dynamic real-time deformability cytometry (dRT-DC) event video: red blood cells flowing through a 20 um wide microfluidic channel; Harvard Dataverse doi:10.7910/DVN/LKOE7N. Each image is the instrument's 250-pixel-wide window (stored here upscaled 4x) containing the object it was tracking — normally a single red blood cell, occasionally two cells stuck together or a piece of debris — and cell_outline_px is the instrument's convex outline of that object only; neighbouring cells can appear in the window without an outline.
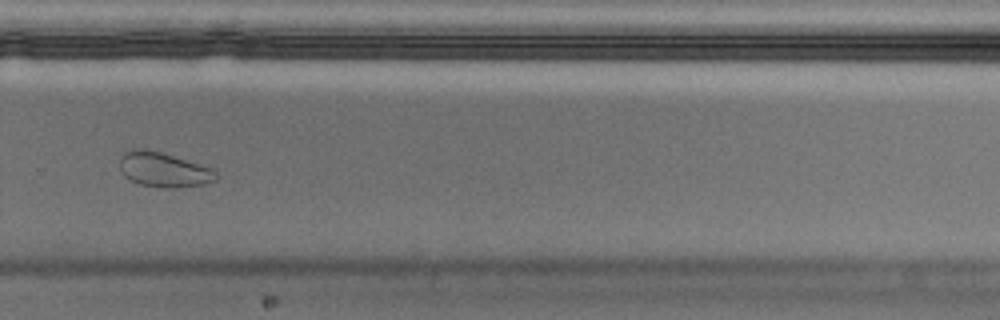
{"species": "Egyptian fruit bat (a non-hibernating species)", "species_latin": "Rousettus aegyptiacus", "temperature_condition": "cold", "stored_images_in_passage": 41, "segment_of_instrument_passage": [1, 2], "camera_frame_rate_fps": 3000, "um_per_image_px": 0.085, "animal": {"sex": "male"}, "frame": {"image": 1, "passage_image": 24, "time_ms": 7.667, "image_size_px": [1000, 320], "cell_outline_px": [[220, 176], [216, 180], [204, 184], [172, 188], [164, 188], [140, 184], [124, 176], [120, 172], [120, 156], [124, 152], [140, 148], [144, 148], [160, 152], [216, 168]], "centroid_in_image_um": [13.97, 14.42], "position_along_channel_um": 315.8, "area_um2": 19.77}}